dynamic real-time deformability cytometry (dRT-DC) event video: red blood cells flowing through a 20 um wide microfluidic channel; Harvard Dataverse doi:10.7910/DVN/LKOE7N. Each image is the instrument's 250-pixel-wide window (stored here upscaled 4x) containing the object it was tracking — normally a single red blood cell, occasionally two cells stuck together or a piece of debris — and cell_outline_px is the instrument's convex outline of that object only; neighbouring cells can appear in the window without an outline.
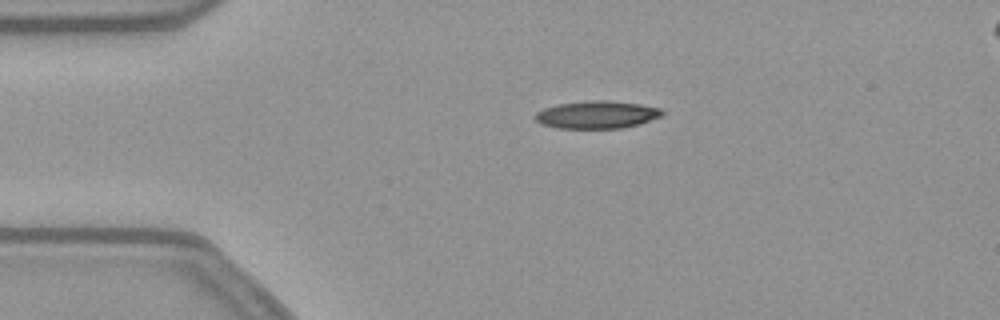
{"species": "common noctule bat (a hibernating species)", "species_latin": "Nyctalus noctula", "temperature_condition": "warm", "stored_images_in_passage": 43, "camera_frame_rate_fps": 3000, "um_per_image_px": 0.085, "animal": {"sex": "female", "body_mass_g": 21.9}, "frame": {"image": 1, "passage_image": 1, "time_ms": 0.0, "image_size_px": [1000, 320], "cell_outline_px": [[664, 116], [640, 124], [620, 128], [560, 128], [540, 124], [532, 116], [536, 112], [544, 108], [556, 104], [592, 100], [604, 100], [640, 104], [660, 108], [664, 112]], "centroid_in_image_um": [50.73, 9.75], "position_along_channel_um": 34.3, "area_um2": 20.58}}
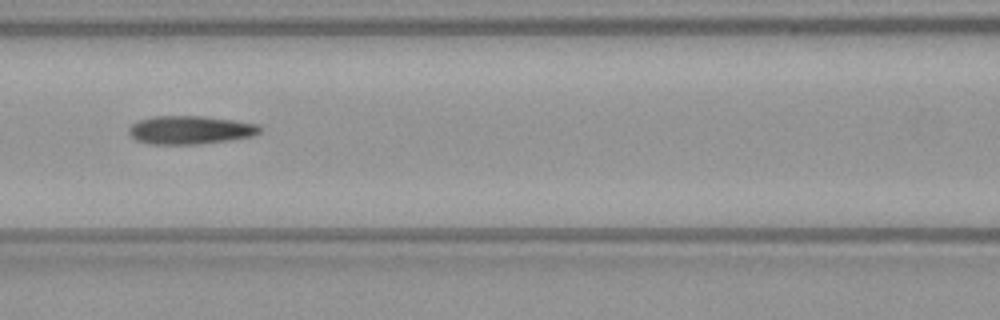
{"frame": {"image": 2, "passage_image": 13, "time_ms": 4.0, "image_size_px": [1000, 320], "cell_outline_px": [[260, 132], [252, 136], [232, 140], [200, 144], [152, 144], [136, 140], [128, 132], [128, 128], [136, 120], [152, 116], [200, 116], [232, 120], [260, 124]], "centroid_in_image_um": [16.15, 11.04], "position_along_channel_um": 150.4, "area_um2": 21.73}}
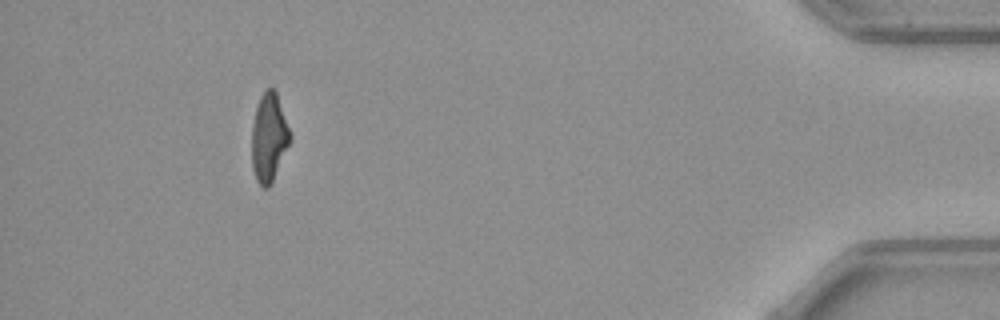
{"frame": {"image": 3, "passage_image": 39, "time_ms": 12.667, "image_size_px": [1000, 320], "cell_outline_px": [[292, 140], [268, 188], [264, 188], [256, 180], [252, 168], [252, 124], [256, 108], [260, 96], [268, 88], [272, 88], [276, 92], [292, 136]], "centroid_in_image_um": [22.86, 11.7], "position_along_channel_um": 412.3, "area_um2": 19.59}, "authors_computed_cell_mechanics": {"area_um2": 21.2126, "velocity_mm_per_s": 3.8118, "shape_relaxation_time_tau1_ms": 6.0678, "shape_relaxation_time_tau2_ms": 5.6489, "deformation_change_tau1": 0.2109, "deformation_change_tau2": 0.1608}}